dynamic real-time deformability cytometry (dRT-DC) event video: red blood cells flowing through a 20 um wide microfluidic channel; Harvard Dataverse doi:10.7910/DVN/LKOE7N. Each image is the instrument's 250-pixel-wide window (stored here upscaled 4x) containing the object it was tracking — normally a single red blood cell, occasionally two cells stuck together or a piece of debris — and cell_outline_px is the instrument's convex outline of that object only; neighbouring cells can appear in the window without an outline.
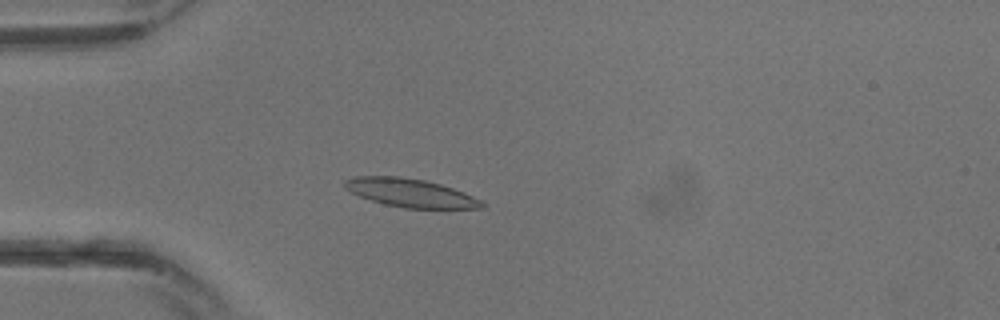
{"species": "common noctule bat (a hibernating species)", "species_latin": "Nyctalus noctula", "temperature_condition": "warm", "stored_images_in_passage": 19, "camera_frame_rate_fps": 3000, "um_per_image_px": 0.085, "animal": {"sex": "male", "body_mass_g": 13.3}, "frame": {"image": 1, "passage_image": 9, "time_ms": 2.667, "image_size_px": [1000, 320], "cell_outline_px": [[488, 204], [484, 208], [404, 208], [384, 204], [360, 196], [344, 188], [344, 180], [352, 176], [400, 176], [424, 180], [440, 184], [464, 192]], "centroid_in_image_um": [34.88, 16.39], "position_along_channel_um": 50.1, "area_um2": 22.66}}
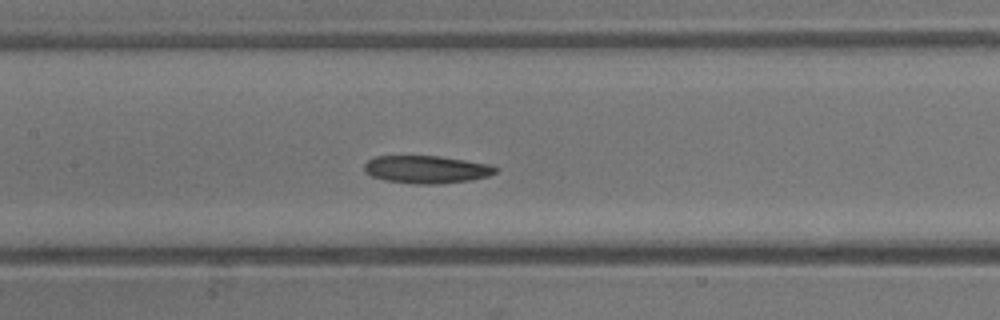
{"frame": {"image": 2, "passage_image": 15, "time_ms": 4.667, "image_size_px": [1000, 320], "cell_outline_px": [[500, 168], [496, 172], [488, 176], [472, 180], [436, 184], [416, 184], [384, 180], [372, 176], [364, 172], [364, 164], [368, 160], [376, 156], [440, 156], [492, 164]], "centroid_in_image_um": [36.28, 14.4], "position_along_channel_um": 171.1, "area_um2": 21.39}}
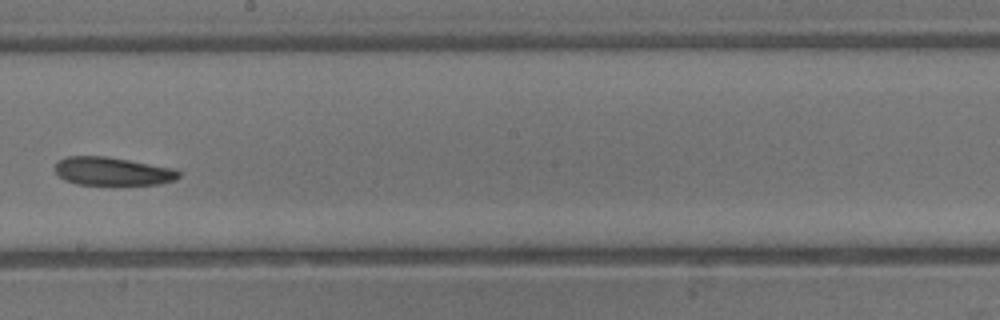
{"frame": {"image": 3, "passage_image": 18, "time_ms": 5.667, "image_size_px": [1000, 320], "cell_outline_px": [[180, 176], [176, 180], [160, 184], [76, 184], [64, 180], [52, 168], [56, 160], [64, 156], [108, 156], [176, 168], [180, 172]], "centroid_in_image_um": [9.54, 14.54], "position_along_channel_um": 238.7, "area_um2": 20.75}}